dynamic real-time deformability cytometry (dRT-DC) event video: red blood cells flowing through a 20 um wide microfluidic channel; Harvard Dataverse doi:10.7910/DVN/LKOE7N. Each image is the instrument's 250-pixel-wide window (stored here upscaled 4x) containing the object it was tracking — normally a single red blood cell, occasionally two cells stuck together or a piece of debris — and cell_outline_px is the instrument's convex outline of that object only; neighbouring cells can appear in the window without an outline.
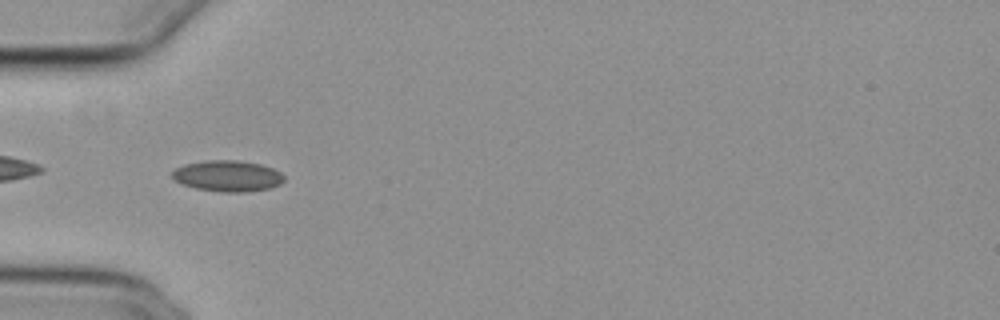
{"species": "common noctule bat (a hibernating species)", "species_latin": "Nyctalus noctula", "temperature_condition": "cold", "stored_images_in_passage": 6, "camera_frame_rate_fps": 3000, "um_per_image_px": 0.085, "animal": {"sex": "female", "body_mass_g": 29.2, "forearm_length_mm": 56.3}, "frame": {"image": 1, "passage_image": 2, "time_ms": 0.333, "image_size_px": [1000, 320], "cell_outline_px": [[284, 180], [280, 184], [272, 188], [248, 192], [220, 192], [196, 188], [180, 184], [172, 176], [172, 172], [176, 168], [184, 164], [204, 160], [236, 160], [260, 164], [272, 168], [280, 172], [284, 176]], "centroid_in_image_um": [19.35, 14.96], "position_along_channel_um": 65.6, "area_um2": 20.4}}